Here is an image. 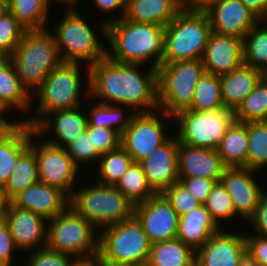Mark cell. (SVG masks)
Listing matches in <instances>:
<instances>
[{"instance_id":"obj_10","label":"cell","mask_w":267,"mask_h":266,"mask_svg":"<svg viewBox=\"0 0 267 266\" xmlns=\"http://www.w3.org/2000/svg\"><path fill=\"white\" fill-rule=\"evenodd\" d=\"M98 234V255L103 261H125L138 265L148 262L152 244L135 214L103 228Z\"/></svg>"},{"instance_id":"obj_12","label":"cell","mask_w":267,"mask_h":266,"mask_svg":"<svg viewBox=\"0 0 267 266\" xmlns=\"http://www.w3.org/2000/svg\"><path fill=\"white\" fill-rule=\"evenodd\" d=\"M35 136L33 127L29 147L35 152L39 182L60 189L70 198L80 169L65 148L48 143L46 139L36 144L32 140Z\"/></svg>"},{"instance_id":"obj_9","label":"cell","mask_w":267,"mask_h":266,"mask_svg":"<svg viewBox=\"0 0 267 266\" xmlns=\"http://www.w3.org/2000/svg\"><path fill=\"white\" fill-rule=\"evenodd\" d=\"M48 223V248L69 254L75 259L98 254L97 229L70 205Z\"/></svg>"},{"instance_id":"obj_23","label":"cell","mask_w":267,"mask_h":266,"mask_svg":"<svg viewBox=\"0 0 267 266\" xmlns=\"http://www.w3.org/2000/svg\"><path fill=\"white\" fill-rule=\"evenodd\" d=\"M10 202L50 220L69 206L70 198L58 188L37 182L21 191Z\"/></svg>"},{"instance_id":"obj_2","label":"cell","mask_w":267,"mask_h":266,"mask_svg":"<svg viewBox=\"0 0 267 266\" xmlns=\"http://www.w3.org/2000/svg\"><path fill=\"white\" fill-rule=\"evenodd\" d=\"M164 33V26L123 17L106 25V40L112 48V54L107 50L106 56L129 64L144 65L152 60L149 67L157 69L163 59Z\"/></svg>"},{"instance_id":"obj_4","label":"cell","mask_w":267,"mask_h":266,"mask_svg":"<svg viewBox=\"0 0 267 266\" xmlns=\"http://www.w3.org/2000/svg\"><path fill=\"white\" fill-rule=\"evenodd\" d=\"M204 73L202 59L162 63L157 68L160 117L167 120L187 110L193 101L196 84Z\"/></svg>"},{"instance_id":"obj_57","label":"cell","mask_w":267,"mask_h":266,"mask_svg":"<svg viewBox=\"0 0 267 266\" xmlns=\"http://www.w3.org/2000/svg\"><path fill=\"white\" fill-rule=\"evenodd\" d=\"M105 266H138L132 262L104 261Z\"/></svg>"},{"instance_id":"obj_34","label":"cell","mask_w":267,"mask_h":266,"mask_svg":"<svg viewBox=\"0 0 267 266\" xmlns=\"http://www.w3.org/2000/svg\"><path fill=\"white\" fill-rule=\"evenodd\" d=\"M115 187L134 205L145 202L156 193L148 184L146 175L138 162H133Z\"/></svg>"},{"instance_id":"obj_42","label":"cell","mask_w":267,"mask_h":266,"mask_svg":"<svg viewBox=\"0 0 267 266\" xmlns=\"http://www.w3.org/2000/svg\"><path fill=\"white\" fill-rule=\"evenodd\" d=\"M65 149L78 168L82 162L99 161L101 156L96 147L93 146L92 134H88L87 130L77 139L71 141Z\"/></svg>"},{"instance_id":"obj_17","label":"cell","mask_w":267,"mask_h":266,"mask_svg":"<svg viewBox=\"0 0 267 266\" xmlns=\"http://www.w3.org/2000/svg\"><path fill=\"white\" fill-rule=\"evenodd\" d=\"M5 222L17 250L32 251L47 245L48 220L29 210L8 204ZM41 244V245H40Z\"/></svg>"},{"instance_id":"obj_28","label":"cell","mask_w":267,"mask_h":266,"mask_svg":"<svg viewBox=\"0 0 267 266\" xmlns=\"http://www.w3.org/2000/svg\"><path fill=\"white\" fill-rule=\"evenodd\" d=\"M33 127L21 122L0 142V189L6 184L18 157L30 146Z\"/></svg>"},{"instance_id":"obj_20","label":"cell","mask_w":267,"mask_h":266,"mask_svg":"<svg viewBox=\"0 0 267 266\" xmlns=\"http://www.w3.org/2000/svg\"><path fill=\"white\" fill-rule=\"evenodd\" d=\"M205 73L221 76L243 64V39L211 32L202 57Z\"/></svg>"},{"instance_id":"obj_31","label":"cell","mask_w":267,"mask_h":266,"mask_svg":"<svg viewBox=\"0 0 267 266\" xmlns=\"http://www.w3.org/2000/svg\"><path fill=\"white\" fill-rule=\"evenodd\" d=\"M39 182L35 152L28 147L17 159L6 184L0 189L9 201L28 186Z\"/></svg>"},{"instance_id":"obj_25","label":"cell","mask_w":267,"mask_h":266,"mask_svg":"<svg viewBox=\"0 0 267 266\" xmlns=\"http://www.w3.org/2000/svg\"><path fill=\"white\" fill-rule=\"evenodd\" d=\"M224 108L235 111L262 78V72L241 64L234 71L219 76Z\"/></svg>"},{"instance_id":"obj_13","label":"cell","mask_w":267,"mask_h":266,"mask_svg":"<svg viewBox=\"0 0 267 266\" xmlns=\"http://www.w3.org/2000/svg\"><path fill=\"white\" fill-rule=\"evenodd\" d=\"M152 112L134 113L129 125L121 135V146L134 162L147 158L156 148L165 143L170 136L166 132L167 123ZM165 129V131H164Z\"/></svg>"},{"instance_id":"obj_37","label":"cell","mask_w":267,"mask_h":266,"mask_svg":"<svg viewBox=\"0 0 267 266\" xmlns=\"http://www.w3.org/2000/svg\"><path fill=\"white\" fill-rule=\"evenodd\" d=\"M99 159L98 171H95L99 174L97 182L112 186L116 185L134 162L122 146L102 154Z\"/></svg>"},{"instance_id":"obj_50","label":"cell","mask_w":267,"mask_h":266,"mask_svg":"<svg viewBox=\"0 0 267 266\" xmlns=\"http://www.w3.org/2000/svg\"><path fill=\"white\" fill-rule=\"evenodd\" d=\"M248 224L253 226L256 235L267 238V191L261 195L256 214Z\"/></svg>"},{"instance_id":"obj_44","label":"cell","mask_w":267,"mask_h":266,"mask_svg":"<svg viewBox=\"0 0 267 266\" xmlns=\"http://www.w3.org/2000/svg\"><path fill=\"white\" fill-rule=\"evenodd\" d=\"M31 253L24 266H72L74 260L71 255L56 252L47 246L32 250Z\"/></svg>"},{"instance_id":"obj_18","label":"cell","mask_w":267,"mask_h":266,"mask_svg":"<svg viewBox=\"0 0 267 266\" xmlns=\"http://www.w3.org/2000/svg\"><path fill=\"white\" fill-rule=\"evenodd\" d=\"M204 11L213 32L241 39L259 21L240 0H213Z\"/></svg>"},{"instance_id":"obj_11","label":"cell","mask_w":267,"mask_h":266,"mask_svg":"<svg viewBox=\"0 0 267 266\" xmlns=\"http://www.w3.org/2000/svg\"><path fill=\"white\" fill-rule=\"evenodd\" d=\"M174 119L179 143L198 148L216 149L235 120L234 111L219 108L209 111L183 110Z\"/></svg>"},{"instance_id":"obj_38","label":"cell","mask_w":267,"mask_h":266,"mask_svg":"<svg viewBox=\"0 0 267 266\" xmlns=\"http://www.w3.org/2000/svg\"><path fill=\"white\" fill-rule=\"evenodd\" d=\"M236 121H267V81L262 77L234 111Z\"/></svg>"},{"instance_id":"obj_24","label":"cell","mask_w":267,"mask_h":266,"mask_svg":"<svg viewBox=\"0 0 267 266\" xmlns=\"http://www.w3.org/2000/svg\"><path fill=\"white\" fill-rule=\"evenodd\" d=\"M220 229L205 206L200 205L179 217L176 238L196 252Z\"/></svg>"},{"instance_id":"obj_56","label":"cell","mask_w":267,"mask_h":266,"mask_svg":"<svg viewBox=\"0 0 267 266\" xmlns=\"http://www.w3.org/2000/svg\"><path fill=\"white\" fill-rule=\"evenodd\" d=\"M58 3V4H67L68 7L67 8H77V3L79 0H49L50 4L54 3L55 2ZM52 2V3H51ZM76 5V6H75Z\"/></svg>"},{"instance_id":"obj_63","label":"cell","mask_w":267,"mask_h":266,"mask_svg":"<svg viewBox=\"0 0 267 266\" xmlns=\"http://www.w3.org/2000/svg\"><path fill=\"white\" fill-rule=\"evenodd\" d=\"M138 266H150L148 263L146 264H141V265H138Z\"/></svg>"},{"instance_id":"obj_32","label":"cell","mask_w":267,"mask_h":266,"mask_svg":"<svg viewBox=\"0 0 267 266\" xmlns=\"http://www.w3.org/2000/svg\"><path fill=\"white\" fill-rule=\"evenodd\" d=\"M50 5L49 0H12L8 10L26 31L44 30Z\"/></svg>"},{"instance_id":"obj_40","label":"cell","mask_w":267,"mask_h":266,"mask_svg":"<svg viewBox=\"0 0 267 266\" xmlns=\"http://www.w3.org/2000/svg\"><path fill=\"white\" fill-rule=\"evenodd\" d=\"M204 206L220 228L223 227L219 222L221 219L223 221L224 219H233L236 216L232 198L221 182L215 183L212 187Z\"/></svg>"},{"instance_id":"obj_64","label":"cell","mask_w":267,"mask_h":266,"mask_svg":"<svg viewBox=\"0 0 267 266\" xmlns=\"http://www.w3.org/2000/svg\"><path fill=\"white\" fill-rule=\"evenodd\" d=\"M266 21V23H267V16L265 17V19L263 20V22H265Z\"/></svg>"},{"instance_id":"obj_36","label":"cell","mask_w":267,"mask_h":266,"mask_svg":"<svg viewBox=\"0 0 267 266\" xmlns=\"http://www.w3.org/2000/svg\"><path fill=\"white\" fill-rule=\"evenodd\" d=\"M93 104L94 106L92 105V108L87 111L88 124L92 127L114 129L121 135L135 113L133 111L132 114H125V110L122 109V106L120 108V105Z\"/></svg>"},{"instance_id":"obj_1","label":"cell","mask_w":267,"mask_h":266,"mask_svg":"<svg viewBox=\"0 0 267 266\" xmlns=\"http://www.w3.org/2000/svg\"><path fill=\"white\" fill-rule=\"evenodd\" d=\"M141 67V64L119 63L107 56L86 66L85 96L101 98L98 102L103 104L131 107L130 112L159 110L157 69L150 67L143 74Z\"/></svg>"},{"instance_id":"obj_41","label":"cell","mask_w":267,"mask_h":266,"mask_svg":"<svg viewBox=\"0 0 267 266\" xmlns=\"http://www.w3.org/2000/svg\"><path fill=\"white\" fill-rule=\"evenodd\" d=\"M26 29L8 11L0 17V56H10L21 42Z\"/></svg>"},{"instance_id":"obj_51","label":"cell","mask_w":267,"mask_h":266,"mask_svg":"<svg viewBox=\"0 0 267 266\" xmlns=\"http://www.w3.org/2000/svg\"><path fill=\"white\" fill-rule=\"evenodd\" d=\"M260 21L267 16V0H240Z\"/></svg>"},{"instance_id":"obj_30","label":"cell","mask_w":267,"mask_h":266,"mask_svg":"<svg viewBox=\"0 0 267 266\" xmlns=\"http://www.w3.org/2000/svg\"><path fill=\"white\" fill-rule=\"evenodd\" d=\"M196 252L178 238L151 245L150 266H195Z\"/></svg>"},{"instance_id":"obj_54","label":"cell","mask_w":267,"mask_h":266,"mask_svg":"<svg viewBox=\"0 0 267 266\" xmlns=\"http://www.w3.org/2000/svg\"><path fill=\"white\" fill-rule=\"evenodd\" d=\"M21 121L16 122L6 120V119H0V142L4 140L19 124Z\"/></svg>"},{"instance_id":"obj_45","label":"cell","mask_w":267,"mask_h":266,"mask_svg":"<svg viewBox=\"0 0 267 266\" xmlns=\"http://www.w3.org/2000/svg\"><path fill=\"white\" fill-rule=\"evenodd\" d=\"M88 134H92L93 146L102 155L121 146V134L106 127L98 128L87 125Z\"/></svg>"},{"instance_id":"obj_46","label":"cell","mask_w":267,"mask_h":266,"mask_svg":"<svg viewBox=\"0 0 267 266\" xmlns=\"http://www.w3.org/2000/svg\"><path fill=\"white\" fill-rule=\"evenodd\" d=\"M248 266H267V238L254 233L246 235Z\"/></svg>"},{"instance_id":"obj_6","label":"cell","mask_w":267,"mask_h":266,"mask_svg":"<svg viewBox=\"0 0 267 266\" xmlns=\"http://www.w3.org/2000/svg\"><path fill=\"white\" fill-rule=\"evenodd\" d=\"M211 32L205 11L180 10L165 27L162 63L202 59Z\"/></svg>"},{"instance_id":"obj_7","label":"cell","mask_w":267,"mask_h":266,"mask_svg":"<svg viewBox=\"0 0 267 266\" xmlns=\"http://www.w3.org/2000/svg\"><path fill=\"white\" fill-rule=\"evenodd\" d=\"M79 63L62 62L54 68L36 90L37 105L35 116L20 120L34 127L46 114L62 109L75 108L83 105L81 102V87L83 76Z\"/></svg>"},{"instance_id":"obj_43","label":"cell","mask_w":267,"mask_h":266,"mask_svg":"<svg viewBox=\"0 0 267 266\" xmlns=\"http://www.w3.org/2000/svg\"><path fill=\"white\" fill-rule=\"evenodd\" d=\"M161 194L171 204L179 217L201 205L180 182L174 183Z\"/></svg>"},{"instance_id":"obj_3","label":"cell","mask_w":267,"mask_h":266,"mask_svg":"<svg viewBox=\"0 0 267 266\" xmlns=\"http://www.w3.org/2000/svg\"><path fill=\"white\" fill-rule=\"evenodd\" d=\"M9 57L21 84L31 96L62 63L54 36L48 29L26 31Z\"/></svg>"},{"instance_id":"obj_61","label":"cell","mask_w":267,"mask_h":266,"mask_svg":"<svg viewBox=\"0 0 267 266\" xmlns=\"http://www.w3.org/2000/svg\"><path fill=\"white\" fill-rule=\"evenodd\" d=\"M121 1L123 2L124 6L127 7L134 0H121Z\"/></svg>"},{"instance_id":"obj_26","label":"cell","mask_w":267,"mask_h":266,"mask_svg":"<svg viewBox=\"0 0 267 266\" xmlns=\"http://www.w3.org/2000/svg\"><path fill=\"white\" fill-rule=\"evenodd\" d=\"M33 96L23 87L14 64L8 56H0V104L7 111L31 110Z\"/></svg>"},{"instance_id":"obj_33","label":"cell","mask_w":267,"mask_h":266,"mask_svg":"<svg viewBox=\"0 0 267 266\" xmlns=\"http://www.w3.org/2000/svg\"><path fill=\"white\" fill-rule=\"evenodd\" d=\"M243 64L252 66L254 69H257L262 73L267 69L266 22L259 20L245 34L243 38Z\"/></svg>"},{"instance_id":"obj_21","label":"cell","mask_w":267,"mask_h":266,"mask_svg":"<svg viewBox=\"0 0 267 266\" xmlns=\"http://www.w3.org/2000/svg\"><path fill=\"white\" fill-rule=\"evenodd\" d=\"M226 168L216 149L192 147L178 142L179 178L202 177L217 183Z\"/></svg>"},{"instance_id":"obj_27","label":"cell","mask_w":267,"mask_h":266,"mask_svg":"<svg viewBox=\"0 0 267 266\" xmlns=\"http://www.w3.org/2000/svg\"><path fill=\"white\" fill-rule=\"evenodd\" d=\"M179 11L177 0H134L126 7L124 17L166 27Z\"/></svg>"},{"instance_id":"obj_14","label":"cell","mask_w":267,"mask_h":266,"mask_svg":"<svg viewBox=\"0 0 267 266\" xmlns=\"http://www.w3.org/2000/svg\"><path fill=\"white\" fill-rule=\"evenodd\" d=\"M220 229L196 251L195 266H247L244 234Z\"/></svg>"},{"instance_id":"obj_19","label":"cell","mask_w":267,"mask_h":266,"mask_svg":"<svg viewBox=\"0 0 267 266\" xmlns=\"http://www.w3.org/2000/svg\"><path fill=\"white\" fill-rule=\"evenodd\" d=\"M171 136L139 163L151 189L161 194L174 183L179 182L177 172L178 139Z\"/></svg>"},{"instance_id":"obj_22","label":"cell","mask_w":267,"mask_h":266,"mask_svg":"<svg viewBox=\"0 0 267 266\" xmlns=\"http://www.w3.org/2000/svg\"><path fill=\"white\" fill-rule=\"evenodd\" d=\"M81 108H69L56 110L46 114L35 126L37 136H46L49 130L55 133L54 138L48 139V143L65 148L71 141L77 139L87 128L88 117ZM53 115V117H51ZM50 116V117H48ZM53 118V119H52ZM53 120V121H52ZM53 126V127H52Z\"/></svg>"},{"instance_id":"obj_35","label":"cell","mask_w":267,"mask_h":266,"mask_svg":"<svg viewBox=\"0 0 267 266\" xmlns=\"http://www.w3.org/2000/svg\"><path fill=\"white\" fill-rule=\"evenodd\" d=\"M224 108L220 78L204 73L196 84L194 98L188 110L209 111Z\"/></svg>"},{"instance_id":"obj_15","label":"cell","mask_w":267,"mask_h":266,"mask_svg":"<svg viewBox=\"0 0 267 266\" xmlns=\"http://www.w3.org/2000/svg\"><path fill=\"white\" fill-rule=\"evenodd\" d=\"M151 244L175 239L179 216L162 194H155L134 206Z\"/></svg>"},{"instance_id":"obj_47","label":"cell","mask_w":267,"mask_h":266,"mask_svg":"<svg viewBox=\"0 0 267 266\" xmlns=\"http://www.w3.org/2000/svg\"><path fill=\"white\" fill-rule=\"evenodd\" d=\"M179 182L195 197V199L204 205L215 181L202 177L179 178Z\"/></svg>"},{"instance_id":"obj_39","label":"cell","mask_w":267,"mask_h":266,"mask_svg":"<svg viewBox=\"0 0 267 266\" xmlns=\"http://www.w3.org/2000/svg\"><path fill=\"white\" fill-rule=\"evenodd\" d=\"M248 134L247 168L267 167V121L246 122Z\"/></svg>"},{"instance_id":"obj_62","label":"cell","mask_w":267,"mask_h":266,"mask_svg":"<svg viewBox=\"0 0 267 266\" xmlns=\"http://www.w3.org/2000/svg\"><path fill=\"white\" fill-rule=\"evenodd\" d=\"M262 77L267 81V69L262 73Z\"/></svg>"},{"instance_id":"obj_60","label":"cell","mask_w":267,"mask_h":266,"mask_svg":"<svg viewBox=\"0 0 267 266\" xmlns=\"http://www.w3.org/2000/svg\"><path fill=\"white\" fill-rule=\"evenodd\" d=\"M12 0H0V3H3L5 6L9 7Z\"/></svg>"},{"instance_id":"obj_49","label":"cell","mask_w":267,"mask_h":266,"mask_svg":"<svg viewBox=\"0 0 267 266\" xmlns=\"http://www.w3.org/2000/svg\"><path fill=\"white\" fill-rule=\"evenodd\" d=\"M93 2L96 5V7L105 14L107 13L109 14L114 11L118 12V10L121 11V13H119L120 17L112 18L108 16V18L105 19L103 22H100V24H97L99 26L98 31H100L101 34L104 35V37L106 38V25L116 20L122 19L126 13V7L124 6L121 0H93Z\"/></svg>"},{"instance_id":"obj_58","label":"cell","mask_w":267,"mask_h":266,"mask_svg":"<svg viewBox=\"0 0 267 266\" xmlns=\"http://www.w3.org/2000/svg\"><path fill=\"white\" fill-rule=\"evenodd\" d=\"M6 11H8V7L5 6L3 3H0V17H1Z\"/></svg>"},{"instance_id":"obj_8","label":"cell","mask_w":267,"mask_h":266,"mask_svg":"<svg viewBox=\"0 0 267 266\" xmlns=\"http://www.w3.org/2000/svg\"><path fill=\"white\" fill-rule=\"evenodd\" d=\"M77 8H68L62 21L54 27V39L62 62H86L89 67L106 57L97 33L81 17Z\"/></svg>"},{"instance_id":"obj_55","label":"cell","mask_w":267,"mask_h":266,"mask_svg":"<svg viewBox=\"0 0 267 266\" xmlns=\"http://www.w3.org/2000/svg\"><path fill=\"white\" fill-rule=\"evenodd\" d=\"M10 201L4 195V193L0 190V222L5 221L6 210Z\"/></svg>"},{"instance_id":"obj_5","label":"cell","mask_w":267,"mask_h":266,"mask_svg":"<svg viewBox=\"0 0 267 266\" xmlns=\"http://www.w3.org/2000/svg\"><path fill=\"white\" fill-rule=\"evenodd\" d=\"M69 205L98 230L130 218L135 206L115 186L97 181L76 188Z\"/></svg>"},{"instance_id":"obj_59","label":"cell","mask_w":267,"mask_h":266,"mask_svg":"<svg viewBox=\"0 0 267 266\" xmlns=\"http://www.w3.org/2000/svg\"><path fill=\"white\" fill-rule=\"evenodd\" d=\"M7 111L0 104V119H5L4 115Z\"/></svg>"},{"instance_id":"obj_52","label":"cell","mask_w":267,"mask_h":266,"mask_svg":"<svg viewBox=\"0 0 267 266\" xmlns=\"http://www.w3.org/2000/svg\"><path fill=\"white\" fill-rule=\"evenodd\" d=\"M213 0H177L180 10L204 11Z\"/></svg>"},{"instance_id":"obj_16","label":"cell","mask_w":267,"mask_h":266,"mask_svg":"<svg viewBox=\"0 0 267 266\" xmlns=\"http://www.w3.org/2000/svg\"><path fill=\"white\" fill-rule=\"evenodd\" d=\"M256 172L245 167H227L220 180L232 198L236 215L247 223L255 216L264 192L253 177Z\"/></svg>"},{"instance_id":"obj_53","label":"cell","mask_w":267,"mask_h":266,"mask_svg":"<svg viewBox=\"0 0 267 266\" xmlns=\"http://www.w3.org/2000/svg\"><path fill=\"white\" fill-rule=\"evenodd\" d=\"M72 266H105L103 259L97 254L86 258L74 259Z\"/></svg>"},{"instance_id":"obj_48","label":"cell","mask_w":267,"mask_h":266,"mask_svg":"<svg viewBox=\"0 0 267 266\" xmlns=\"http://www.w3.org/2000/svg\"><path fill=\"white\" fill-rule=\"evenodd\" d=\"M16 249L7 223L0 222V266H12V253H15Z\"/></svg>"},{"instance_id":"obj_29","label":"cell","mask_w":267,"mask_h":266,"mask_svg":"<svg viewBox=\"0 0 267 266\" xmlns=\"http://www.w3.org/2000/svg\"><path fill=\"white\" fill-rule=\"evenodd\" d=\"M216 151L227 167L247 168L248 134L246 123L234 120L219 142Z\"/></svg>"}]
</instances>
